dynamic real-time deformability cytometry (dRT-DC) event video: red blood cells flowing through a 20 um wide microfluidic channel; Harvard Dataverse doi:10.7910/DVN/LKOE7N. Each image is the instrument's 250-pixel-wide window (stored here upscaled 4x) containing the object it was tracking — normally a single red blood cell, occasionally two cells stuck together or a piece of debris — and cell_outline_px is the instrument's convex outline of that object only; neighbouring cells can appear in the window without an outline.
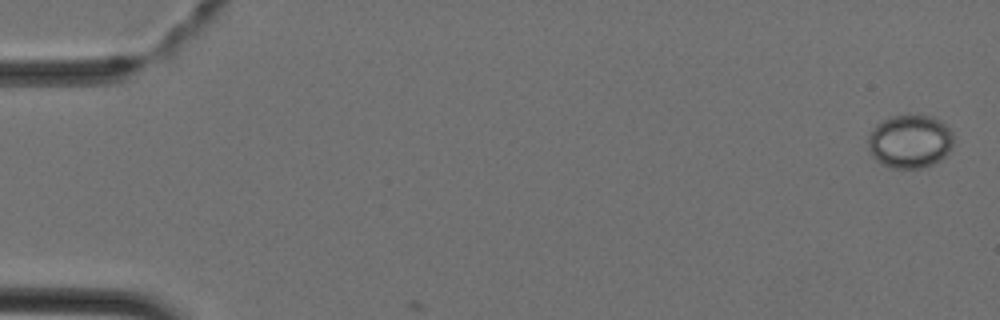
{"species": "Egyptian fruit bat (a non-hibernating species)", "species_latin": "Rousettus aegyptiacus", "temperature_condition": "cold", "stored_images_in_passage": 2, "camera_frame_rate_fps": 3000, "um_per_image_px": 0.085, "animal": {"sex": "female"}, "frame": {"image": 1, "passage_image": 1, "time_ms": 0.0, "image_size_px": [1000, 320], "cell_outline_px": [[952, 148], [940, 160], [932, 164], [920, 168], [892, 168], [876, 160], [868, 152], [868, 136], [876, 124], [880, 120], [892, 116], [932, 116], [940, 120], [952, 132]], "centroid_in_image_um": [77.31, 12.02], "position_along_channel_um": 7.7, "area_um2": 26.53}}